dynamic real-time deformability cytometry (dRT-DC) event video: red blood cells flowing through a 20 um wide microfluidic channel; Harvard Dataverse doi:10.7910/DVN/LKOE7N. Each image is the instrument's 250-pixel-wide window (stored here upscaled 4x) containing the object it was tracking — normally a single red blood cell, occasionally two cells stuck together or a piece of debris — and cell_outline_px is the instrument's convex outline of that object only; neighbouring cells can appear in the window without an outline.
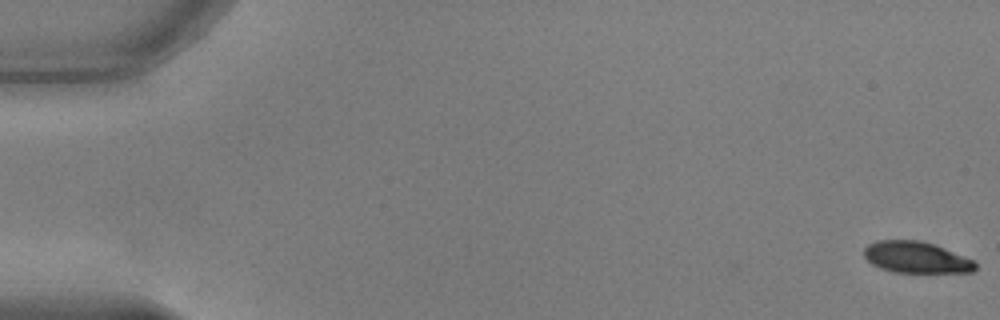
{"species": "common noctule bat (a hibernating species)", "species_latin": "Nyctalus noctula", "temperature_condition": "warm", "stored_images_in_passage": 53, "camera_frame_rate_fps": 3000, "um_per_image_px": 0.085, "animal": {"sex": "male", "body_mass_g": 17.9, "forearm_length_mm": 54.2}, "frame": {"image": 1, "passage_image": 1, "time_ms": 0.0, "image_size_px": [1000, 320], "cell_outline_px": [[976, 268], [972, 272], [892, 272], [880, 268], [872, 264], [864, 256], [864, 248], [868, 244], [876, 240], [920, 240], [936, 244], [972, 260], [976, 264]], "centroid_in_image_um": [77.84, 21.86], "position_along_channel_um": 7.2, "area_um2": 20.35}}
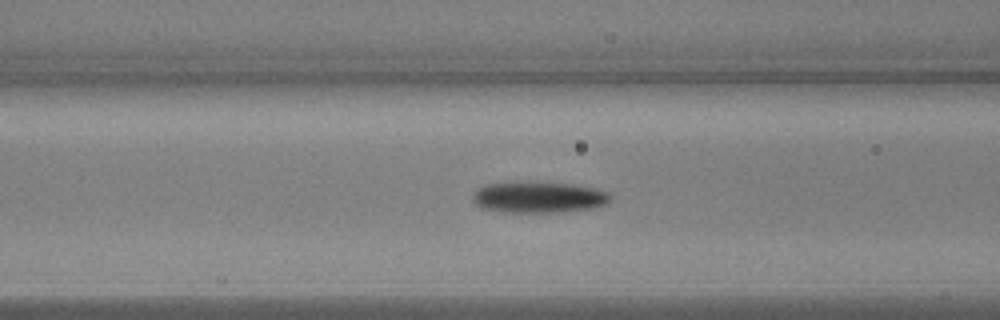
{"frame": {"image": 2, "passage_image": 22, "time_ms": 7.0, "image_size_px": [1000, 320], "cell_outline_px": [[612, 196], [608, 204], [588, 208], [560, 212], [504, 212], [480, 208], [472, 200], [472, 192], [476, 188], [484, 184], [512, 180], [520, 180], [572, 184], [596, 188], [608, 192]], "centroid_in_image_um": [45.7, 16.73], "position_along_channel_um": 120.9, "area_um2": 25.84}}
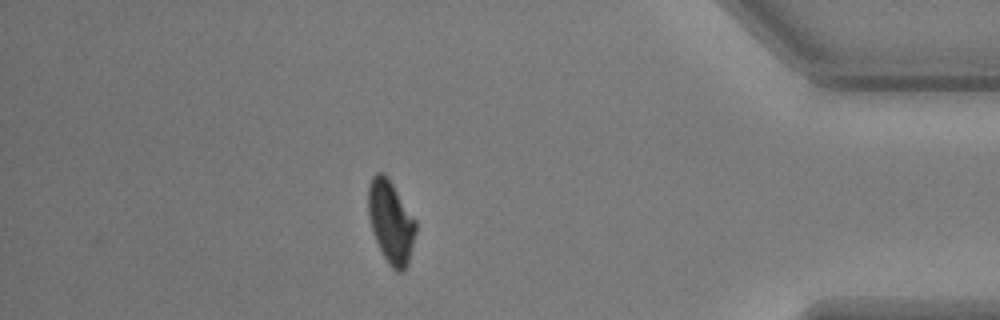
{"frame": {"image": 3, "passage_image": 47, "time_ms": 15.333, "image_size_px": [1000, 320], "cell_outline_px": [[416, 232], [408, 264], [404, 272], [396, 272], [388, 264], [372, 232], [368, 216], [368, 184], [372, 176], [376, 172], [384, 172], [388, 176], [416, 220]], "centroid_in_image_um": [33.22, 18.84], "position_along_channel_um": 402.0, "area_um2": 23.18}, "authors_computed_cell_mechanics": {"area_um2": 23.8714, "velocity_mm_per_s": 3.8267, "shape_relaxation_time_tau1_ms": 2.3903, "shape_relaxation_time_tau2_ms": null, "deformation_change_tau1": 0.1391, "deformation_change_tau2": null}}